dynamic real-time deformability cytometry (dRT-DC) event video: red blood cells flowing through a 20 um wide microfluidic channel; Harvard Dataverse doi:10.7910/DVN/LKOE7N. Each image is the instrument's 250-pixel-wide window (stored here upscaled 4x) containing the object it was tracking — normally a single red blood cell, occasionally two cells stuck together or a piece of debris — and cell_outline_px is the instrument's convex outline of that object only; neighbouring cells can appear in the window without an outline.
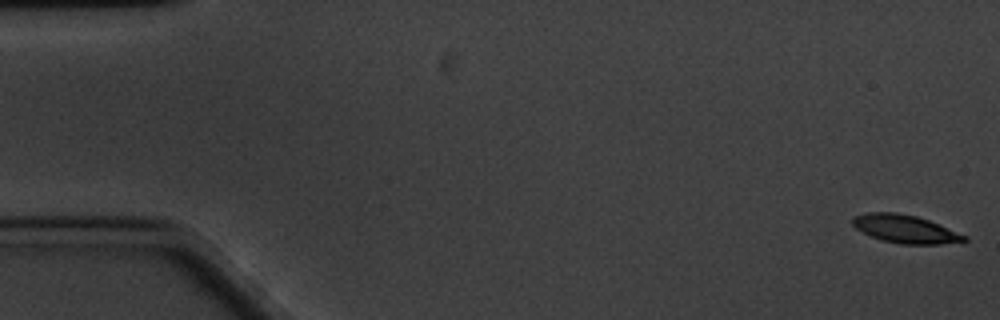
{"species": "common noctule bat (a hibernating species)", "species_latin": "Nyctalus noctula", "temperature_condition": "cold", "stored_images_in_passage": 62, "camera_frame_rate_fps": 3000, "um_per_image_px": 0.085, "animal": {"sex": "male", "body_mass_g": 20.1, "forearm_length_mm": 53.5}, "frame": {"image": 1, "passage_image": 1, "time_ms": 0.0, "image_size_px": [1000, 320], "cell_outline_px": [[968, 240], [964, 244], [900, 244], [880, 240], [856, 228], [852, 224], [852, 216], [868, 212], [896, 212], [916, 216], [928, 220], [968, 236]], "centroid_in_image_um": [77.0, 19.48], "position_along_channel_um": 8.0, "area_um2": 18.55}}
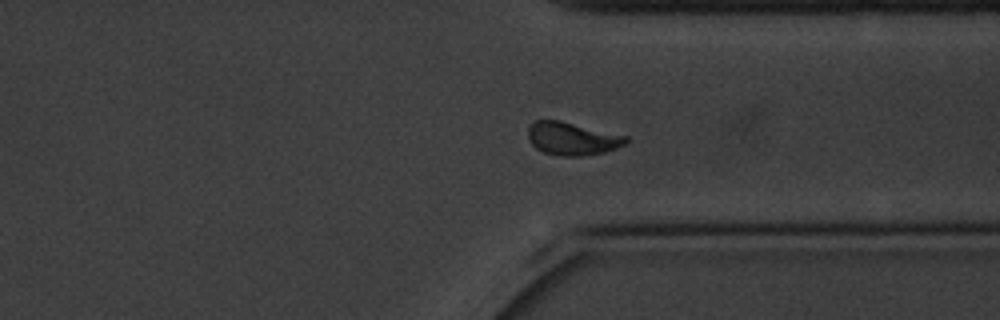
{"frame": {"image": 2, "passage_image": 46, "time_ms": 15.0, "image_size_px": [1000, 320], "cell_outline_px": [[632, 140], [616, 148], [604, 152], [580, 156], [560, 156], [544, 152], [536, 148], [528, 140], [528, 128], [536, 120], [560, 120], [628, 136]], "centroid_in_image_um": [48.65, 11.78], "position_along_channel_um": 362.7, "area_um2": 18.84}}
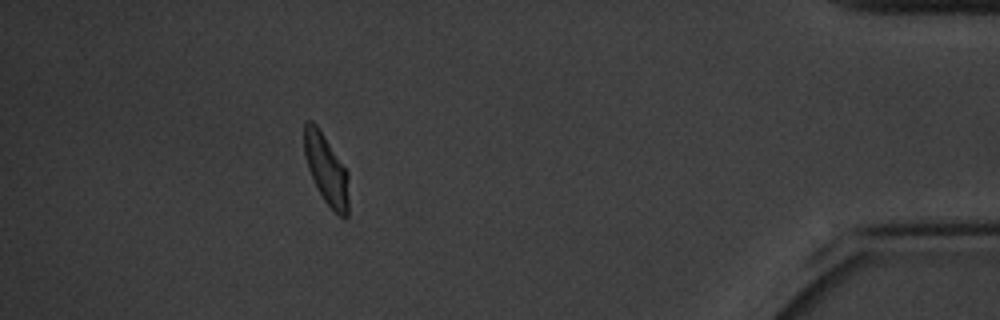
{"frame": {"image": 3, "passage_image": 55, "time_ms": 18.0, "image_size_px": [1000, 320], "cell_outline_px": [[348, 216], [344, 220], [324, 200], [308, 168], [304, 152], [304, 124], [308, 120], [312, 120], [316, 124], [348, 172]], "centroid_in_image_um": [27.74, 14.39], "position_along_channel_um": 407.5, "area_um2": 17.8}, "authors_computed_cell_mechanics": {"area_um2": 18.5827, "velocity_mm_per_s": 3.2578, "shape_relaxation_time_tau1_ms": 2.549, "shape_relaxation_time_tau2_ms": 2.332, "deformation_change_tau1": 0.1346, "deformation_change_tau2": 0.0691}}